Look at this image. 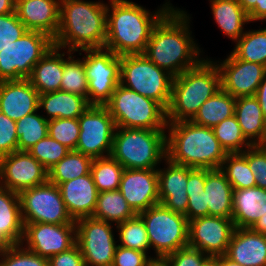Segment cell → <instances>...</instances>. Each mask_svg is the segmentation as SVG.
I'll return each instance as SVG.
<instances>
[{"instance_id":"6da1fadb","label":"cell","mask_w":266,"mask_h":266,"mask_svg":"<svg viewBox=\"0 0 266 266\" xmlns=\"http://www.w3.org/2000/svg\"><path fill=\"white\" fill-rule=\"evenodd\" d=\"M189 18L185 11L172 7L154 26L143 53L173 77L204 59L199 57L202 51L191 36Z\"/></svg>"},{"instance_id":"7a4b0ae2","label":"cell","mask_w":266,"mask_h":266,"mask_svg":"<svg viewBox=\"0 0 266 266\" xmlns=\"http://www.w3.org/2000/svg\"><path fill=\"white\" fill-rule=\"evenodd\" d=\"M109 1L104 47L117 56L143 54L154 26L174 7L166 2L155 13H150L129 0Z\"/></svg>"},{"instance_id":"3957f363","label":"cell","mask_w":266,"mask_h":266,"mask_svg":"<svg viewBox=\"0 0 266 266\" xmlns=\"http://www.w3.org/2000/svg\"><path fill=\"white\" fill-rule=\"evenodd\" d=\"M106 34L107 4L60 0V25L53 40L54 46L72 52L103 48Z\"/></svg>"},{"instance_id":"277c9868","label":"cell","mask_w":266,"mask_h":266,"mask_svg":"<svg viewBox=\"0 0 266 266\" xmlns=\"http://www.w3.org/2000/svg\"><path fill=\"white\" fill-rule=\"evenodd\" d=\"M167 158L176 164L194 169H219L227 152L212 128L192 121L168 122Z\"/></svg>"},{"instance_id":"5b68a950","label":"cell","mask_w":266,"mask_h":266,"mask_svg":"<svg viewBox=\"0 0 266 266\" xmlns=\"http://www.w3.org/2000/svg\"><path fill=\"white\" fill-rule=\"evenodd\" d=\"M221 89L219 69L211 59L173 77L167 122L191 121L201 105Z\"/></svg>"},{"instance_id":"8992f818","label":"cell","mask_w":266,"mask_h":266,"mask_svg":"<svg viewBox=\"0 0 266 266\" xmlns=\"http://www.w3.org/2000/svg\"><path fill=\"white\" fill-rule=\"evenodd\" d=\"M166 133L116 127L110 156L124 169H157L158 163L167 158Z\"/></svg>"},{"instance_id":"52a82bcc","label":"cell","mask_w":266,"mask_h":266,"mask_svg":"<svg viewBox=\"0 0 266 266\" xmlns=\"http://www.w3.org/2000/svg\"><path fill=\"white\" fill-rule=\"evenodd\" d=\"M116 127L166 130L167 110L153 99L118 84L105 104Z\"/></svg>"},{"instance_id":"ba28073f","label":"cell","mask_w":266,"mask_h":266,"mask_svg":"<svg viewBox=\"0 0 266 266\" xmlns=\"http://www.w3.org/2000/svg\"><path fill=\"white\" fill-rule=\"evenodd\" d=\"M173 76L144 54L120 56V84L153 99L166 110L171 100Z\"/></svg>"},{"instance_id":"9c48e42d","label":"cell","mask_w":266,"mask_h":266,"mask_svg":"<svg viewBox=\"0 0 266 266\" xmlns=\"http://www.w3.org/2000/svg\"><path fill=\"white\" fill-rule=\"evenodd\" d=\"M158 260L188 246L189 221L185 215L175 213L162 204L139 213Z\"/></svg>"},{"instance_id":"30bf717a","label":"cell","mask_w":266,"mask_h":266,"mask_svg":"<svg viewBox=\"0 0 266 266\" xmlns=\"http://www.w3.org/2000/svg\"><path fill=\"white\" fill-rule=\"evenodd\" d=\"M53 45L47 34L27 30L0 51V81L28 79L33 67Z\"/></svg>"},{"instance_id":"8fae6325","label":"cell","mask_w":266,"mask_h":266,"mask_svg":"<svg viewBox=\"0 0 266 266\" xmlns=\"http://www.w3.org/2000/svg\"><path fill=\"white\" fill-rule=\"evenodd\" d=\"M84 68L88 79V102L105 105L120 84V56L103 48L84 49Z\"/></svg>"},{"instance_id":"7c38bea8","label":"cell","mask_w":266,"mask_h":266,"mask_svg":"<svg viewBox=\"0 0 266 266\" xmlns=\"http://www.w3.org/2000/svg\"><path fill=\"white\" fill-rule=\"evenodd\" d=\"M23 224H68L75 220L68 214L57 185L46 183L19 193Z\"/></svg>"},{"instance_id":"4fadbf2b","label":"cell","mask_w":266,"mask_h":266,"mask_svg":"<svg viewBox=\"0 0 266 266\" xmlns=\"http://www.w3.org/2000/svg\"><path fill=\"white\" fill-rule=\"evenodd\" d=\"M78 122L80 134L75 151L92 159L110 156L116 124L107 107L90 105Z\"/></svg>"},{"instance_id":"5bb4252c","label":"cell","mask_w":266,"mask_h":266,"mask_svg":"<svg viewBox=\"0 0 266 266\" xmlns=\"http://www.w3.org/2000/svg\"><path fill=\"white\" fill-rule=\"evenodd\" d=\"M75 224L76 243L85 266H111L118 246L112 224L92 216L80 218Z\"/></svg>"},{"instance_id":"9a60e30c","label":"cell","mask_w":266,"mask_h":266,"mask_svg":"<svg viewBox=\"0 0 266 266\" xmlns=\"http://www.w3.org/2000/svg\"><path fill=\"white\" fill-rule=\"evenodd\" d=\"M234 230L232 218H194L189 221L188 246L199 249L211 259L226 255Z\"/></svg>"},{"instance_id":"2e32d148","label":"cell","mask_w":266,"mask_h":266,"mask_svg":"<svg viewBox=\"0 0 266 266\" xmlns=\"http://www.w3.org/2000/svg\"><path fill=\"white\" fill-rule=\"evenodd\" d=\"M24 241L26 249L49 259L76 244V224L26 223Z\"/></svg>"},{"instance_id":"e0dca14e","label":"cell","mask_w":266,"mask_h":266,"mask_svg":"<svg viewBox=\"0 0 266 266\" xmlns=\"http://www.w3.org/2000/svg\"><path fill=\"white\" fill-rule=\"evenodd\" d=\"M48 181V171L27 151L0 157V187L16 193Z\"/></svg>"},{"instance_id":"ac0fdd59","label":"cell","mask_w":266,"mask_h":266,"mask_svg":"<svg viewBox=\"0 0 266 266\" xmlns=\"http://www.w3.org/2000/svg\"><path fill=\"white\" fill-rule=\"evenodd\" d=\"M221 76V89L233 97L255 96L266 74V67L238 59L232 52L227 58L215 62Z\"/></svg>"},{"instance_id":"d6986e66","label":"cell","mask_w":266,"mask_h":266,"mask_svg":"<svg viewBox=\"0 0 266 266\" xmlns=\"http://www.w3.org/2000/svg\"><path fill=\"white\" fill-rule=\"evenodd\" d=\"M118 190L136 214L159 204L157 169H124Z\"/></svg>"},{"instance_id":"ffe728a7","label":"cell","mask_w":266,"mask_h":266,"mask_svg":"<svg viewBox=\"0 0 266 266\" xmlns=\"http://www.w3.org/2000/svg\"><path fill=\"white\" fill-rule=\"evenodd\" d=\"M15 13L27 30L55 39L60 25V0H16Z\"/></svg>"},{"instance_id":"44dd1931","label":"cell","mask_w":266,"mask_h":266,"mask_svg":"<svg viewBox=\"0 0 266 266\" xmlns=\"http://www.w3.org/2000/svg\"><path fill=\"white\" fill-rule=\"evenodd\" d=\"M167 168H158L160 204L175 213L186 215L188 206V167L165 159Z\"/></svg>"},{"instance_id":"7402d4cb","label":"cell","mask_w":266,"mask_h":266,"mask_svg":"<svg viewBox=\"0 0 266 266\" xmlns=\"http://www.w3.org/2000/svg\"><path fill=\"white\" fill-rule=\"evenodd\" d=\"M39 109V93L28 79L0 81V112L13 121Z\"/></svg>"},{"instance_id":"603a6c76","label":"cell","mask_w":266,"mask_h":266,"mask_svg":"<svg viewBox=\"0 0 266 266\" xmlns=\"http://www.w3.org/2000/svg\"><path fill=\"white\" fill-rule=\"evenodd\" d=\"M68 214L73 220L93 215L99 191L91 172L58 185Z\"/></svg>"},{"instance_id":"cb8c5ba5","label":"cell","mask_w":266,"mask_h":266,"mask_svg":"<svg viewBox=\"0 0 266 266\" xmlns=\"http://www.w3.org/2000/svg\"><path fill=\"white\" fill-rule=\"evenodd\" d=\"M226 256L242 266H266V235L235 228Z\"/></svg>"},{"instance_id":"d4e9b609","label":"cell","mask_w":266,"mask_h":266,"mask_svg":"<svg viewBox=\"0 0 266 266\" xmlns=\"http://www.w3.org/2000/svg\"><path fill=\"white\" fill-rule=\"evenodd\" d=\"M23 234L19 193L0 187V242L5 246L22 244Z\"/></svg>"},{"instance_id":"484cf974","label":"cell","mask_w":266,"mask_h":266,"mask_svg":"<svg viewBox=\"0 0 266 266\" xmlns=\"http://www.w3.org/2000/svg\"><path fill=\"white\" fill-rule=\"evenodd\" d=\"M232 220L235 228H251L266 214V189L252 187L233 190Z\"/></svg>"},{"instance_id":"4316f807","label":"cell","mask_w":266,"mask_h":266,"mask_svg":"<svg viewBox=\"0 0 266 266\" xmlns=\"http://www.w3.org/2000/svg\"><path fill=\"white\" fill-rule=\"evenodd\" d=\"M234 115L252 145H266V120L255 96L237 97Z\"/></svg>"},{"instance_id":"83f0119b","label":"cell","mask_w":266,"mask_h":266,"mask_svg":"<svg viewBox=\"0 0 266 266\" xmlns=\"http://www.w3.org/2000/svg\"><path fill=\"white\" fill-rule=\"evenodd\" d=\"M204 192L209 216L232 218L233 187L220 168L206 169Z\"/></svg>"},{"instance_id":"f1b7e54d","label":"cell","mask_w":266,"mask_h":266,"mask_svg":"<svg viewBox=\"0 0 266 266\" xmlns=\"http://www.w3.org/2000/svg\"><path fill=\"white\" fill-rule=\"evenodd\" d=\"M61 48L52 46L33 67L28 80L39 94L61 89L63 75V53Z\"/></svg>"},{"instance_id":"f546056e","label":"cell","mask_w":266,"mask_h":266,"mask_svg":"<svg viewBox=\"0 0 266 266\" xmlns=\"http://www.w3.org/2000/svg\"><path fill=\"white\" fill-rule=\"evenodd\" d=\"M90 105L85 97L62 90L39 94V109L46 111L45 119L47 120L78 118Z\"/></svg>"},{"instance_id":"4dcf8cb0","label":"cell","mask_w":266,"mask_h":266,"mask_svg":"<svg viewBox=\"0 0 266 266\" xmlns=\"http://www.w3.org/2000/svg\"><path fill=\"white\" fill-rule=\"evenodd\" d=\"M213 18L224 35L236 42L244 34L249 16L237 0H210Z\"/></svg>"},{"instance_id":"1f68e13d","label":"cell","mask_w":266,"mask_h":266,"mask_svg":"<svg viewBox=\"0 0 266 266\" xmlns=\"http://www.w3.org/2000/svg\"><path fill=\"white\" fill-rule=\"evenodd\" d=\"M235 102V97L220 89L201 105L191 121L200 126L213 128L234 115Z\"/></svg>"},{"instance_id":"d6a6232c","label":"cell","mask_w":266,"mask_h":266,"mask_svg":"<svg viewBox=\"0 0 266 266\" xmlns=\"http://www.w3.org/2000/svg\"><path fill=\"white\" fill-rule=\"evenodd\" d=\"M136 213L128 205L119 190L100 192L92 217L119 224L134 217Z\"/></svg>"},{"instance_id":"836d02e7","label":"cell","mask_w":266,"mask_h":266,"mask_svg":"<svg viewBox=\"0 0 266 266\" xmlns=\"http://www.w3.org/2000/svg\"><path fill=\"white\" fill-rule=\"evenodd\" d=\"M93 159L75 150H71L64 158L48 171V181L59 185L91 172Z\"/></svg>"},{"instance_id":"e575fe53","label":"cell","mask_w":266,"mask_h":266,"mask_svg":"<svg viewBox=\"0 0 266 266\" xmlns=\"http://www.w3.org/2000/svg\"><path fill=\"white\" fill-rule=\"evenodd\" d=\"M206 182V169H194L188 167L187 195L188 206L186 218L188 221L209 216L208 205H206V192L204 185Z\"/></svg>"},{"instance_id":"d590c367","label":"cell","mask_w":266,"mask_h":266,"mask_svg":"<svg viewBox=\"0 0 266 266\" xmlns=\"http://www.w3.org/2000/svg\"><path fill=\"white\" fill-rule=\"evenodd\" d=\"M232 53L240 60L266 67V28L245 31L236 41Z\"/></svg>"},{"instance_id":"8d00e7d4","label":"cell","mask_w":266,"mask_h":266,"mask_svg":"<svg viewBox=\"0 0 266 266\" xmlns=\"http://www.w3.org/2000/svg\"><path fill=\"white\" fill-rule=\"evenodd\" d=\"M18 151H28L41 139L48 136V120L36 112L16 121Z\"/></svg>"},{"instance_id":"74e56055","label":"cell","mask_w":266,"mask_h":266,"mask_svg":"<svg viewBox=\"0 0 266 266\" xmlns=\"http://www.w3.org/2000/svg\"><path fill=\"white\" fill-rule=\"evenodd\" d=\"M124 167L111 156L93 159L91 174L100 192L118 190Z\"/></svg>"},{"instance_id":"f35d334b","label":"cell","mask_w":266,"mask_h":266,"mask_svg":"<svg viewBox=\"0 0 266 266\" xmlns=\"http://www.w3.org/2000/svg\"><path fill=\"white\" fill-rule=\"evenodd\" d=\"M68 53V58L65 59V52H63V75L61 81L62 91L88 98V79L84 68V60L72 57V51ZM71 55V56H70Z\"/></svg>"},{"instance_id":"ab89813d","label":"cell","mask_w":266,"mask_h":266,"mask_svg":"<svg viewBox=\"0 0 266 266\" xmlns=\"http://www.w3.org/2000/svg\"><path fill=\"white\" fill-rule=\"evenodd\" d=\"M220 170L225 174L233 190L256 187V179L247 159L241 153H228Z\"/></svg>"},{"instance_id":"60d3db41","label":"cell","mask_w":266,"mask_h":266,"mask_svg":"<svg viewBox=\"0 0 266 266\" xmlns=\"http://www.w3.org/2000/svg\"><path fill=\"white\" fill-rule=\"evenodd\" d=\"M119 231V246L138 250L148 254L150 242L144 221L139 214L116 225Z\"/></svg>"},{"instance_id":"b9f144b4","label":"cell","mask_w":266,"mask_h":266,"mask_svg":"<svg viewBox=\"0 0 266 266\" xmlns=\"http://www.w3.org/2000/svg\"><path fill=\"white\" fill-rule=\"evenodd\" d=\"M212 130L227 153H242L252 146L243 135L235 115L223 120L214 126Z\"/></svg>"},{"instance_id":"7bdbcfd3","label":"cell","mask_w":266,"mask_h":266,"mask_svg":"<svg viewBox=\"0 0 266 266\" xmlns=\"http://www.w3.org/2000/svg\"><path fill=\"white\" fill-rule=\"evenodd\" d=\"M70 151L65 145L60 144L48 135L33 145L27 152L49 171Z\"/></svg>"},{"instance_id":"ee69618b","label":"cell","mask_w":266,"mask_h":266,"mask_svg":"<svg viewBox=\"0 0 266 266\" xmlns=\"http://www.w3.org/2000/svg\"><path fill=\"white\" fill-rule=\"evenodd\" d=\"M80 126L78 118H56L48 120V135L69 150H76Z\"/></svg>"},{"instance_id":"f6af8a7d","label":"cell","mask_w":266,"mask_h":266,"mask_svg":"<svg viewBox=\"0 0 266 266\" xmlns=\"http://www.w3.org/2000/svg\"><path fill=\"white\" fill-rule=\"evenodd\" d=\"M0 266H48V259L23 247V244L5 246Z\"/></svg>"},{"instance_id":"bcb514c9","label":"cell","mask_w":266,"mask_h":266,"mask_svg":"<svg viewBox=\"0 0 266 266\" xmlns=\"http://www.w3.org/2000/svg\"><path fill=\"white\" fill-rule=\"evenodd\" d=\"M210 259L199 249L186 246L168 254L160 261L165 266H204Z\"/></svg>"},{"instance_id":"7dc6e473","label":"cell","mask_w":266,"mask_h":266,"mask_svg":"<svg viewBox=\"0 0 266 266\" xmlns=\"http://www.w3.org/2000/svg\"><path fill=\"white\" fill-rule=\"evenodd\" d=\"M241 154L247 159L256 186L266 189V145H252Z\"/></svg>"},{"instance_id":"c3c4849f","label":"cell","mask_w":266,"mask_h":266,"mask_svg":"<svg viewBox=\"0 0 266 266\" xmlns=\"http://www.w3.org/2000/svg\"><path fill=\"white\" fill-rule=\"evenodd\" d=\"M26 31L15 12L0 15V51L18 40Z\"/></svg>"},{"instance_id":"681fc988","label":"cell","mask_w":266,"mask_h":266,"mask_svg":"<svg viewBox=\"0 0 266 266\" xmlns=\"http://www.w3.org/2000/svg\"><path fill=\"white\" fill-rule=\"evenodd\" d=\"M156 257H150L145 252L117 246L111 266H151Z\"/></svg>"},{"instance_id":"f907efd6","label":"cell","mask_w":266,"mask_h":266,"mask_svg":"<svg viewBox=\"0 0 266 266\" xmlns=\"http://www.w3.org/2000/svg\"><path fill=\"white\" fill-rule=\"evenodd\" d=\"M18 151L16 121L0 112V157Z\"/></svg>"},{"instance_id":"816d5d0a","label":"cell","mask_w":266,"mask_h":266,"mask_svg":"<svg viewBox=\"0 0 266 266\" xmlns=\"http://www.w3.org/2000/svg\"><path fill=\"white\" fill-rule=\"evenodd\" d=\"M48 266H85V261L76 243L68 250L49 258Z\"/></svg>"},{"instance_id":"f5cc1de1","label":"cell","mask_w":266,"mask_h":266,"mask_svg":"<svg viewBox=\"0 0 266 266\" xmlns=\"http://www.w3.org/2000/svg\"><path fill=\"white\" fill-rule=\"evenodd\" d=\"M248 14L250 22L266 21V0H237Z\"/></svg>"},{"instance_id":"db71d44e","label":"cell","mask_w":266,"mask_h":266,"mask_svg":"<svg viewBox=\"0 0 266 266\" xmlns=\"http://www.w3.org/2000/svg\"><path fill=\"white\" fill-rule=\"evenodd\" d=\"M255 97L258 103L261 105L262 113L266 120V74L264 75L263 81L260 83L258 90L255 93Z\"/></svg>"},{"instance_id":"11a10c76","label":"cell","mask_w":266,"mask_h":266,"mask_svg":"<svg viewBox=\"0 0 266 266\" xmlns=\"http://www.w3.org/2000/svg\"><path fill=\"white\" fill-rule=\"evenodd\" d=\"M16 0H0V15L15 12Z\"/></svg>"},{"instance_id":"9f6ffc18","label":"cell","mask_w":266,"mask_h":266,"mask_svg":"<svg viewBox=\"0 0 266 266\" xmlns=\"http://www.w3.org/2000/svg\"><path fill=\"white\" fill-rule=\"evenodd\" d=\"M254 232L266 235V214L262 215L251 227Z\"/></svg>"},{"instance_id":"6f0895ef","label":"cell","mask_w":266,"mask_h":266,"mask_svg":"<svg viewBox=\"0 0 266 266\" xmlns=\"http://www.w3.org/2000/svg\"><path fill=\"white\" fill-rule=\"evenodd\" d=\"M212 259L215 261L216 266H242L229 259L226 255L217 256Z\"/></svg>"},{"instance_id":"680465c9","label":"cell","mask_w":266,"mask_h":266,"mask_svg":"<svg viewBox=\"0 0 266 266\" xmlns=\"http://www.w3.org/2000/svg\"><path fill=\"white\" fill-rule=\"evenodd\" d=\"M204 266H216V263L213 259H210Z\"/></svg>"},{"instance_id":"91938a15","label":"cell","mask_w":266,"mask_h":266,"mask_svg":"<svg viewBox=\"0 0 266 266\" xmlns=\"http://www.w3.org/2000/svg\"><path fill=\"white\" fill-rule=\"evenodd\" d=\"M151 266H165L160 260L155 261Z\"/></svg>"},{"instance_id":"94428289","label":"cell","mask_w":266,"mask_h":266,"mask_svg":"<svg viewBox=\"0 0 266 266\" xmlns=\"http://www.w3.org/2000/svg\"><path fill=\"white\" fill-rule=\"evenodd\" d=\"M4 247H5V245L0 242V257H1V254H2Z\"/></svg>"}]
</instances>
